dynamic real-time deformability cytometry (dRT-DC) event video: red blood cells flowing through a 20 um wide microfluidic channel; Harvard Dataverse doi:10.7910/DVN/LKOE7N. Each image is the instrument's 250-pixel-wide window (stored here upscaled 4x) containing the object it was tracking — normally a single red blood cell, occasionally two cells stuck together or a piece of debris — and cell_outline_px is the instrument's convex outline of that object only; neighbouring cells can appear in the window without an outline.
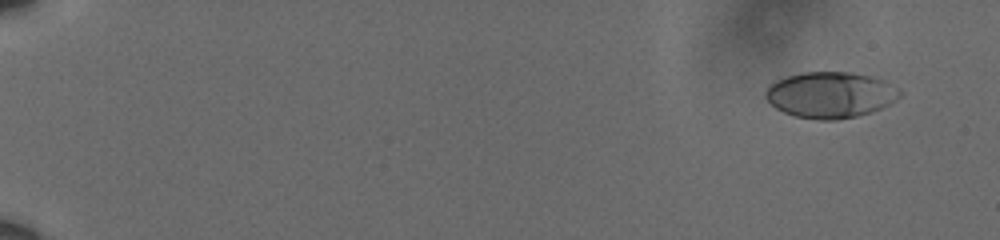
{"species": "human", "species_latin": "Homo sapiens", "temperature_condition": "cold", "stored_images_in_passage": 17, "camera_frame_rate_fps": 3000, "um_per_image_px": 0.085, "donor": {"sex": "male"}, "frame": {"image": 1, "passage_image": 2, "time_ms": 0.333, "image_size_px": [1000, 240], "cell_outline_px": [[904, 92], [896, 100], [872, 112], [856, 116], [836, 120], [816, 120], [796, 116], [784, 112], [776, 108], [764, 96], [764, 92], [768, 84], [776, 80], [788, 76], [804, 72], [848, 72], [872, 76], [884, 80], [900, 88]], "centroid_in_image_um": [70.6, 8.06], "position_along_channel_um": 14.4, "area_um2": 36.24}}
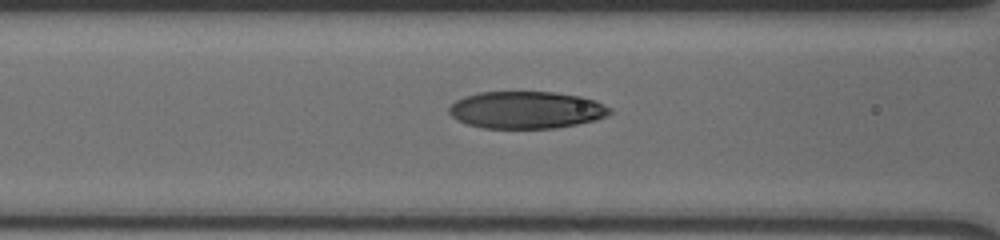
{"frame": {"image": 2, "passage_image": 11, "time_ms": 3.333, "image_size_px": [1000, 240], "cell_outline_px": [[612, 112], [596, 120], [576, 124], [552, 128], [484, 128], [468, 124], [456, 120], [448, 112], [448, 108], [456, 100], [464, 96], [480, 92], [552, 92], [580, 96], [596, 100], [612, 108]], "centroid_in_image_um": [44.73, 9.34], "position_along_channel_um": 121.9, "area_um2": 34.85}}
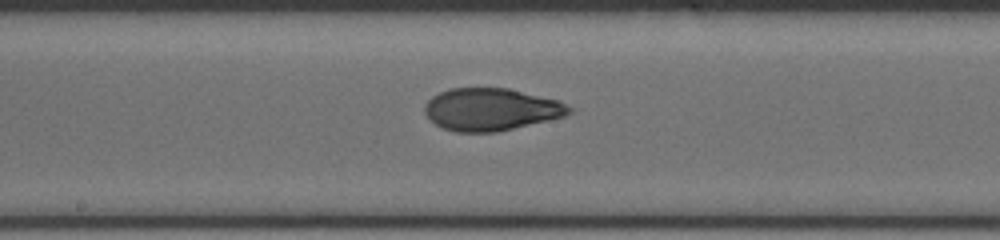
{"frame": {"image": 3, "passage_image": 17, "time_ms": 5.333, "image_size_px": [1000, 240], "cell_outline_px": [[572, 112], [564, 116], [548, 120], [496, 132], [456, 132], [444, 128], [436, 124], [424, 112], [424, 104], [432, 96], [448, 88], [508, 88], [560, 100], [572, 108]], "centroid_in_image_um": [41.74, 9.29], "position_along_channel_um": 206.5, "area_um2": 35.6}}